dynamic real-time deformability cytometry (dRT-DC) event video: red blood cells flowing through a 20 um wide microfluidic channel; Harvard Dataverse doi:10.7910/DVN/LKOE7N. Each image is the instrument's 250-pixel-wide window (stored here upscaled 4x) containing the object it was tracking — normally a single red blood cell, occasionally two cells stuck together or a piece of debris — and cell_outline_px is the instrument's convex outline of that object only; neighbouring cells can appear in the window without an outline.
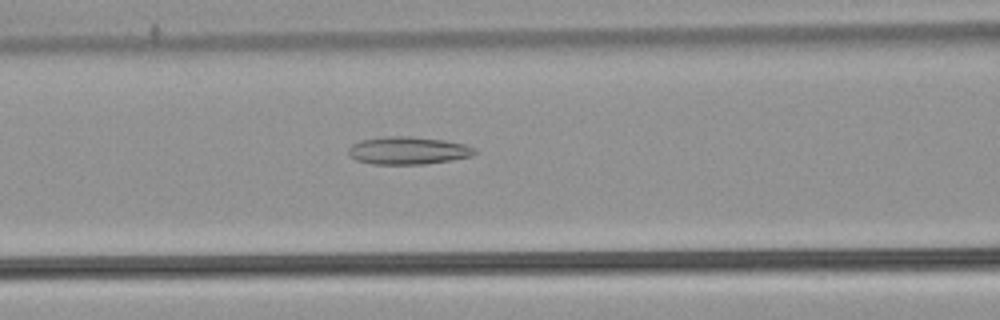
{"species": "common noctule bat (a hibernating species)", "species_latin": "Nyctalus noctula", "temperature_condition": "warm", "stored_images_in_passage": 53, "camera_frame_rate_fps": 3000, "um_per_image_px": 0.085, "animal": {"sex": "male", "body_mass_g": 21.5, "forearm_length_mm": 52.0}, "frame": {"image": 1, "passage_image": 23, "time_ms": 7.333, "image_size_px": [1000, 320], "cell_outline_px": [[476, 152], [472, 156], [452, 160], [428, 164], [372, 164], [356, 160], [348, 156], [348, 148], [352, 144], [360, 140], [388, 136], [408, 136], [444, 140], [464, 144], [476, 148]], "centroid_in_image_um": [34.67, 12.8], "position_along_channel_um": 131.9, "area_um2": 20.52}}
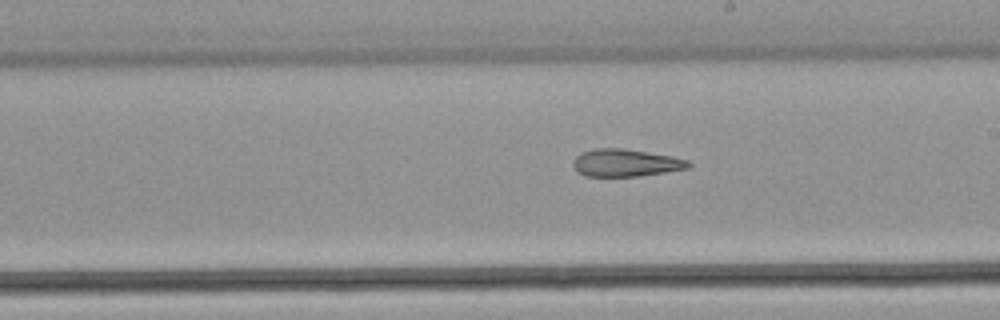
{"frame": {"image": 2, "passage_image": 31, "time_ms": 10.0, "image_size_px": [1000, 320], "cell_outline_px": [[692, 164], [688, 168], [640, 176], [584, 176], [576, 172], [572, 164], [572, 160], [580, 152], [592, 148], [624, 148], [672, 156], [688, 160]], "centroid_in_image_um": [53.12, 13.83], "position_along_channel_um": 235.9, "area_um2": 18.67}}
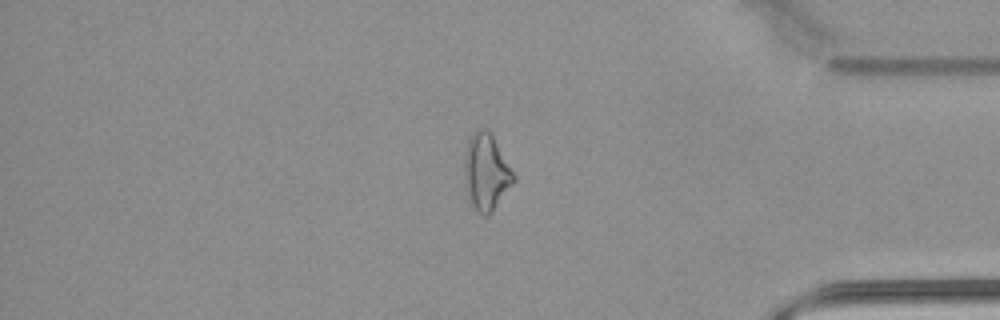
{"frame": {"image": 3, "passage_image": 45, "time_ms": 14.667, "image_size_px": [1000, 320], "cell_outline_px": [[516, 180], [492, 208], [484, 216], [472, 204], [468, 192], [464, 176], [464, 156], [468, 140], [472, 132], [476, 128], [484, 128], [492, 136], [516, 176]], "centroid_in_image_um": [41.31, 14.54], "position_along_channel_um": 393.9, "area_um2": 21.1}, "authors_computed_cell_mechanics": {"area_um2": 22.253, "velocity_mm_per_s": 3.9092, "shape_relaxation_time_tau1_ms": null, "shape_relaxation_time_tau2_ms": 6.0232, "deformation_change_tau1": null, "deformation_change_tau2": 0.1881}}